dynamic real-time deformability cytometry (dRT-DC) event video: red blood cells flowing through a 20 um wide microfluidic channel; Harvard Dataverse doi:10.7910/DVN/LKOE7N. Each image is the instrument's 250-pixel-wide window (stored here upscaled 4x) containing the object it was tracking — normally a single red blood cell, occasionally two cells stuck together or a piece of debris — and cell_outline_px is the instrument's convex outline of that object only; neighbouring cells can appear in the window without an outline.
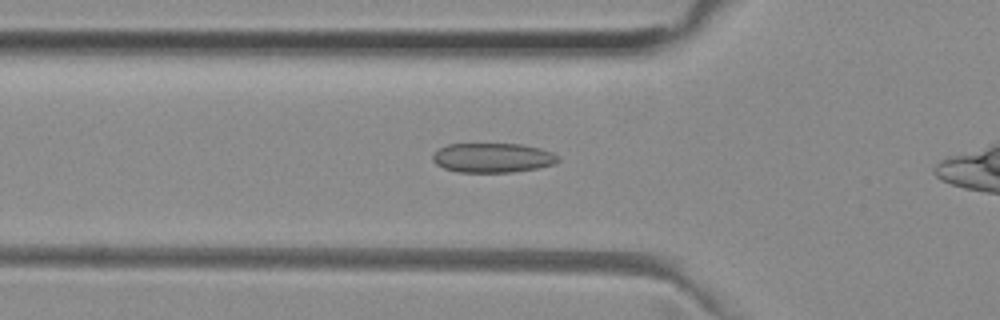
{"species": "common noctule bat (a hibernating species)", "species_latin": "Nyctalus noctula", "temperature_condition": "room temperature", "stored_images_in_passage": 35, "camera_frame_rate_fps": 3000, "um_per_image_px": 0.085, "animal": {"sex": "female", "body_mass_g": 29.2, "forearm_length_mm": 56.3}, "frame": {"image": 1, "passage_image": 10, "time_ms": 3.0, "image_size_px": [1000, 320], "cell_outline_px": [[560, 160], [556, 164], [536, 168], [512, 172], [456, 172], [444, 168], [436, 164], [432, 160], [432, 156], [440, 148], [448, 144], [520, 144], [540, 148], [552, 152], [560, 156]], "centroid_in_image_um": [41.9, 13.41], "position_along_channel_um": 83.9, "area_um2": 21.62}}
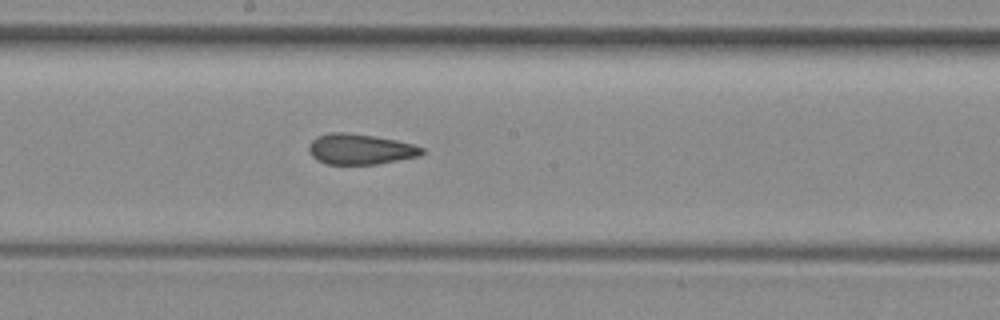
{"frame": {"image": 2, "passage_image": 20, "time_ms": 6.333, "image_size_px": [1000, 320], "cell_outline_px": [[424, 152], [420, 156], [376, 164], [328, 164], [316, 160], [312, 156], [308, 148], [308, 144], [316, 136], [328, 132], [344, 132], [372, 136], [396, 140], [412, 144], [424, 148]], "centroid_in_image_um": [30.59, 12.68], "position_along_channel_um": 217.6, "area_um2": 20.11}}
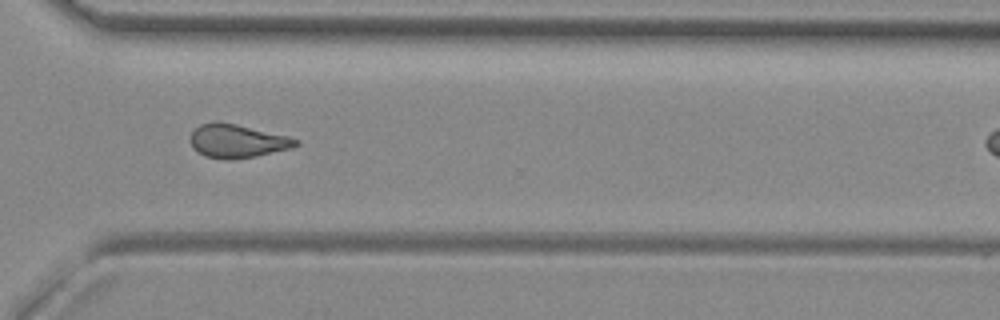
{"frame": {"image": 3, "passage_image": 30, "time_ms": 9.667, "image_size_px": [1000, 320], "cell_outline_px": [[300, 144], [292, 148], [256, 156], [232, 160], [228, 160], [204, 156], [192, 148], [192, 132], [200, 124], [216, 120], [236, 124], [288, 136], [300, 140]], "centroid_in_image_um": [20.18, 11.99], "position_along_channel_um": 350.4, "area_um2": 20.63}}